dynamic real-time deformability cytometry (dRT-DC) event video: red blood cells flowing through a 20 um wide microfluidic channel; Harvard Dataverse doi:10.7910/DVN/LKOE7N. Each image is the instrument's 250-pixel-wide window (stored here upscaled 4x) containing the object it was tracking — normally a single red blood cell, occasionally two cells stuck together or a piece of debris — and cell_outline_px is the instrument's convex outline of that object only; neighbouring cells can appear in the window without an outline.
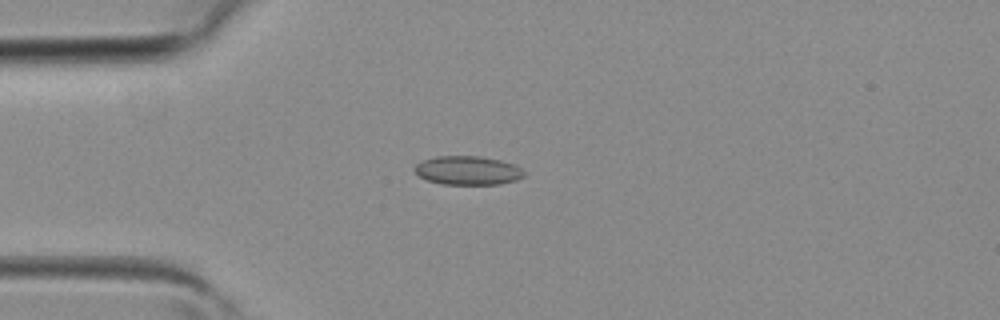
{"species": "common noctule bat (a hibernating species)", "species_latin": "Nyctalus noctula", "temperature_condition": "room temperature", "stored_images_in_passage": 2, "camera_frame_rate_fps": 3000, "um_per_image_px": 0.085, "animal": {"sex": "female", "body_mass_g": 19.3, "forearm_length_mm": 54.1}, "frame": {"image": 1, "passage_image": 1, "time_ms": 0.0, "image_size_px": [1000, 320], "cell_outline_px": [[524, 176], [516, 180], [500, 184], [440, 184], [428, 180], [420, 176], [412, 168], [416, 164], [424, 160], [436, 156], [480, 156], [500, 160], [516, 164], [524, 172]], "centroid_in_image_um": [39.77, 14.48], "position_along_channel_um": 45.2, "area_um2": 18.38}}
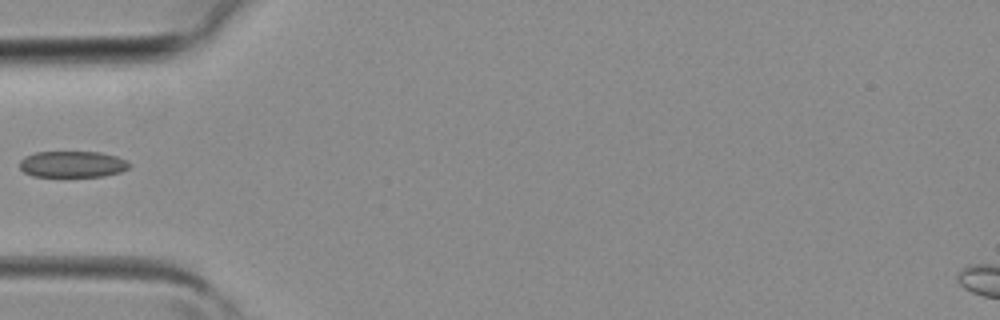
{"frame": {"image": 2, "passage_image": 2, "time_ms": 0.333, "image_size_px": [1000, 320], "cell_outline_px": [[132, 164], [128, 168], [120, 172], [104, 176], [32, 176], [24, 172], [20, 168], [20, 160], [24, 156], [36, 152], [100, 152], [116, 156]], "centroid_in_image_um": [6.14, 13.95], "position_along_channel_um": 78.9, "area_um2": 16.76}}